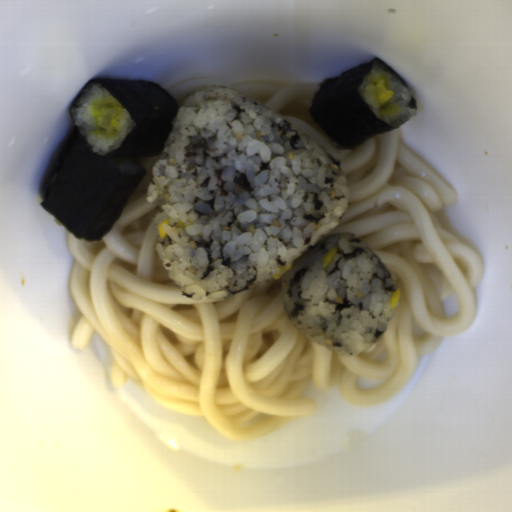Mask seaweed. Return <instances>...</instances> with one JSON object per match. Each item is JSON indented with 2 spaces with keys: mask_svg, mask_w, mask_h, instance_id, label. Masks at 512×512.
<instances>
[{
  "mask_svg": "<svg viewBox=\"0 0 512 512\" xmlns=\"http://www.w3.org/2000/svg\"><path fill=\"white\" fill-rule=\"evenodd\" d=\"M95 83L112 94L135 122L122 145L105 156L91 151L70 115L81 93ZM178 111L177 101L158 83L90 79L70 104L73 127L44 184L41 207L77 239L100 241L120 218L148 172L134 160L142 172L128 175L107 159L161 154Z\"/></svg>",
  "mask_w": 512,
  "mask_h": 512,
  "instance_id": "1",
  "label": "seaweed"
},
{
  "mask_svg": "<svg viewBox=\"0 0 512 512\" xmlns=\"http://www.w3.org/2000/svg\"><path fill=\"white\" fill-rule=\"evenodd\" d=\"M376 66L408 88L392 67L375 57L339 76L324 79L310 102L308 112L312 121L341 150L355 149L378 134L400 127L379 119L359 93L363 79Z\"/></svg>",
  "mask_w": 512,
  "mask_h": 512,
  "instance_id": "2",
  "label": "seaweed"
},
{
  "mask_svg": "<svg viewBox=\"0 0 512 512\" xmlns=\"http://www.w3.org/2000/svg\"><path fill=\"white\" fill-rule=\"evenodd\" d=\"M409 105L412 109H416V111H417V101H416V98L412 96V93H411Z\"/></svg>",
  "mask_w": 512,
  "mask_h": 512,
  "instance_id": "3",
  "label": "seaweed"
}]
</instances>
